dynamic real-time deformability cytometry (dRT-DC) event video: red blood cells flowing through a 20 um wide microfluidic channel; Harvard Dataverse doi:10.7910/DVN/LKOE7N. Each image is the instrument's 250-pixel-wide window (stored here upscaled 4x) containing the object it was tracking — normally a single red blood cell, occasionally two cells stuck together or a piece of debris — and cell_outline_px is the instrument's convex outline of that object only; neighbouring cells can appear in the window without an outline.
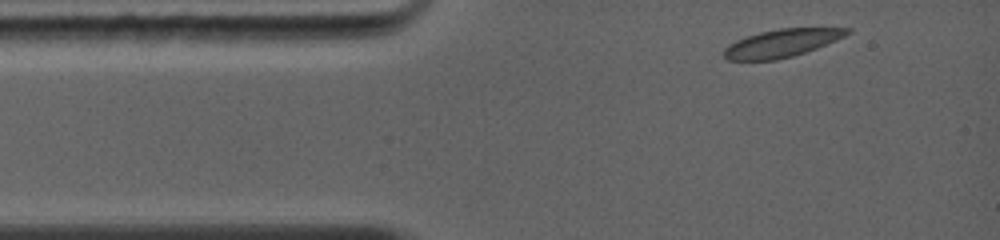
{"species": "common noctule bat (a hibernating species)", "species_latin": "Nyctalus noctula", "temperature_condition": "warm", "stored_images_in_passage": 28, "camera_frame_rate_fps": 5000, "um_per_image_px": 0.085, "animal": {"sex": "female", "body_mass_g": 19.0, "forearm_length_mm": 56.7}, "frame": {"image": 1, "passage_image": 1, "time_ms": 0.0, "image_size_px": [1000, 240], "cell_outline_px": [[852, 32], [836, 40], [816, 48], [792, 56], [776, 60], [728, 60], [724, 56], [724, 48], [728, 44], [744, 36], [760, 32], [780, 28], [852, 28]], "centroid_in_image_um": [66.43, 3.66], "position_along_channel_um": 18.6, "area_um2": 19.94}}
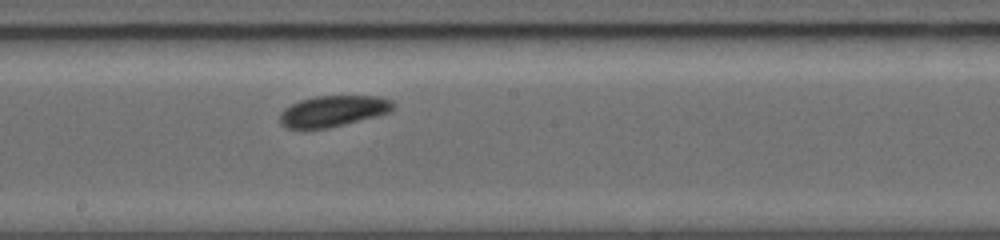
{"frame": {"image": 2, "passage_image": 16, "time_ms": 5.6, "image_size_px": [1000, 240], "cell_outline_px": [[396, 104], [388, 112], [376, 116], [328, 128], [284, 128], [280, 124], [280, 112], [284, 108], [300, 100], [316, 96], [380, 96], [392, 100]], "centroid_in_image_um": [28.3, 9.43], "position_along_channel_um": 219.9, "area_um2": 20.4}}
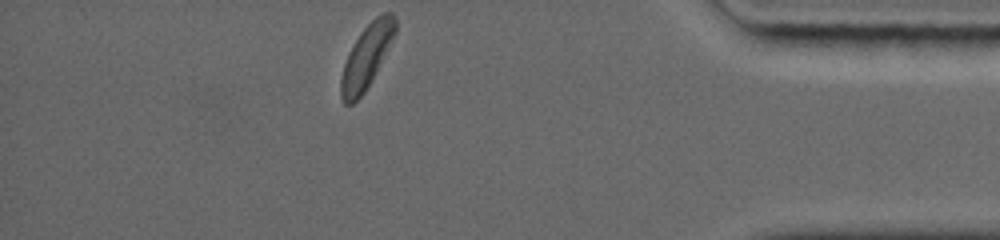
{"frame": {"image": 3, "passage_image": 28, "time_ms": 10.8, "image_size_px": [1000, 240], "cell_outline_px": [[396, 32], [364, 92], [352, 104], [344, 104], [340, 96], [340, 80], [344, 64], [348, 52], [360, 32], [376, 16], [384, 12], [392, 12], [396, 16]], "centroid_in_image_um": [31.13, 4.77], "position_along_channel_um": 404.1, "area_um2": 19.65}, "authors_computed_cell_mechanics": {"area_um2": 20.5479, "velocity_mm_per_s": 4.2872, "shape_relaxation_time_tau1_ms": 2.4166, "shape_relaxation_time_tau2_ms": null, "deformation_change_tau1": 0.0619, "deformation_change_tau2": null}}